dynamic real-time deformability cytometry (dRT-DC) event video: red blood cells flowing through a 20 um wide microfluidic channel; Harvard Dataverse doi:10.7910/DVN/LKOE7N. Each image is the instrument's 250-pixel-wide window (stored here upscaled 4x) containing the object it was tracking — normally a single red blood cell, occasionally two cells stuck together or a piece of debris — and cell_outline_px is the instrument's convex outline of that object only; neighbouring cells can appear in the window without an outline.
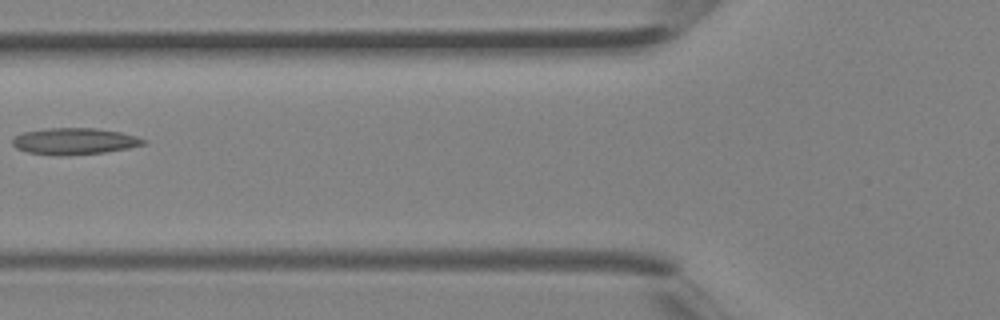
{"species": "Egyptian fruit bat (a non-hibernating species)", "species_latin": "Rousettus aegyptiacus", "temperature_condition": "room temperature", "stored_images_in_passage": 4, "camera_frame_rate_fps": 3000, "um_per_image_px": 0.085, "animal": {"sex": "female"}, "frame": {"image": 1, "passage_image": 4, "time_ms": 1.0, "image_size_px": [1000, 320], "cell_outline_px": [[148, 140], [144, 144], [128, 148], [104, 152], [68, 156], [56, 156], [28, 152], [16, 148], [12, 144], [12, 140], [16, 136], [24, 132], [52, 128], [96, 128], [120, 132], [136, 136]], "centroid_in_image_um": [6.34, 12.01], "position_along_channel_um": 119.5, "area_um2": 20.23}}